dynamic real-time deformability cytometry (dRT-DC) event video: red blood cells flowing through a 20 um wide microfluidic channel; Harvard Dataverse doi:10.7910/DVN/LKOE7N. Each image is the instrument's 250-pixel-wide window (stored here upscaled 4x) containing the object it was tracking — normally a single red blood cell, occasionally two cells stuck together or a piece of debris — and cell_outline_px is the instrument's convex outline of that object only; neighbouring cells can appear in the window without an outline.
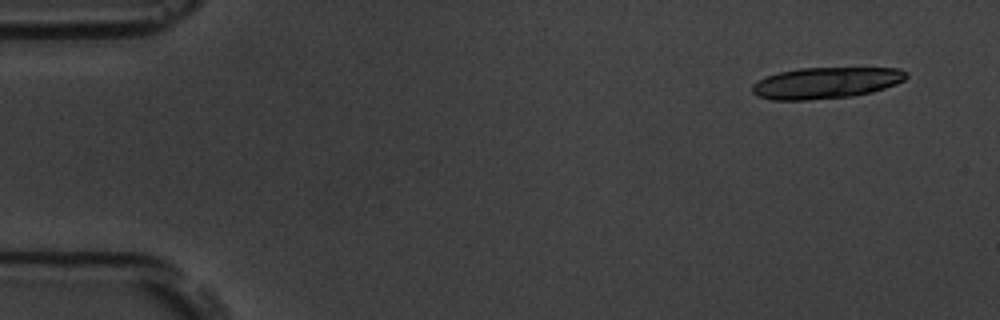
{"species": "common noctule bat (a hibernating species)", "species_latin": "Nyctalus noctula", "temperature_condition": "room temperature", "stored_images_in_passage": 6, "camera_frame_rate_fps": 3000, "um_per_image_px": 0.085, "animal": {"sex": "male", "body_mass_g": 19.5, "forearm_length_mm": 54.6}, "frame": {"image": 1, "passage_image": 1, "time_ms": 0.0, "image_size_px": [1000, 320], "cell_outline_px": [[908, 76], [904, 80], [896, 84], [872, 92], [852, 96], [808, 100], [772, 100], [756, 96], [752, 92], [752, 84], [768, 76], [780, 72], [800, 68], [900, 68], [908, 72]], "centroid_in_image_um": [70.22, 7.05], "position_along_channel_um": 14.8, "area_um2": 28.09}}
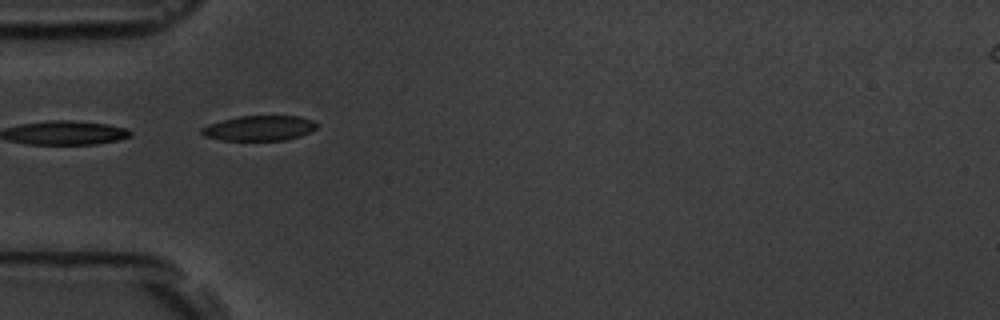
{"frame": {"image": 2, "passage_image": 5, "time_ms": 4.667, "image_size_px": [1000, 320], "cell_outline_px": [[316, 128], [312, 132], [300, 136], [284, 140], [220, 140], [204, 136], [200, 132], [200, 128], [208, 124], [236, 116], [300, 116], [312, 120], [316, 124]], "centroid_in_image_um": [22.01, 10.89], "position_along_channel_um": 63.0, "area_um2": 16.94}}